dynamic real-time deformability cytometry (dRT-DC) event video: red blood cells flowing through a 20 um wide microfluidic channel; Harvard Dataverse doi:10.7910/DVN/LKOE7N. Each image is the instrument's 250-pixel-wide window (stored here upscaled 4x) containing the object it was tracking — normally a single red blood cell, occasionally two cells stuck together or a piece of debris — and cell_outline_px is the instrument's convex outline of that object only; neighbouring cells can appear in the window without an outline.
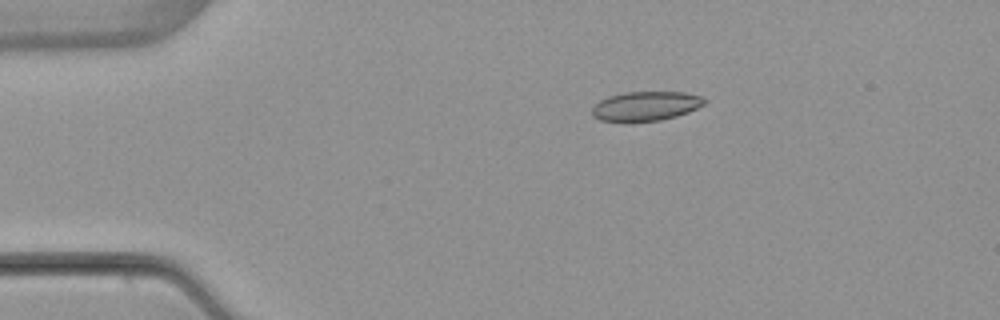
{"species": "common noctule bat (a hibernating species)", "species_latin": "Nyctalus noctula", "temperature_condition": "warm", "stored_images_in_passage": 6, "camera_frame_rate_fps": 3000, "um_per_image_px": 0.085, "animal": {"sex": "female", "body_mass_g": 22.7, "forearm_length_mm": 54.2}, "frame": {"image": 1, "passage_image": 3, "time_ms": 2.333, "image_size_px": [1000, 320], "cell_outline_px": [[708, 100], [704, 104], [688, 112], [676, 116], [660, 120], [632, 124], [600, 120], [592, 116], [592, 108], [600, 100], [608, 96], [624, 92], [684, 92], [700, 96]], "centroid_in_image_um": [54.85, 9.05], "position_along_channel_um": 30.2, "area_um2": 19.71}}
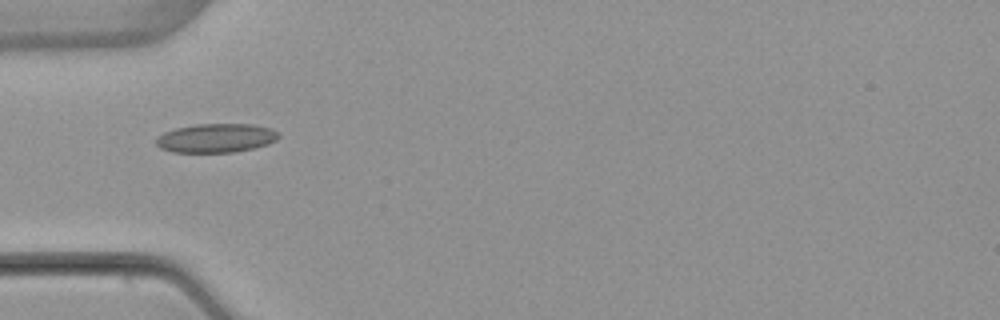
{"frame": {"image": 2, "passage_image": 5, "time_ms": 4.667, "image_size_px": [1000, 320], "cell_outline_px": [[280, 136], [276, 140], [268, 144], [252, 148], [232, 152], [172, 152], [160, 148], [156, 144], [156, 140], [164, 132], [176, 128], [196, 124], [252, 124], [272, 128], [280, 132]], "centroid_in_image_um": [18.4, 11.73], "position_along_channel_um": 66.6, "area_um2": 20.63}}
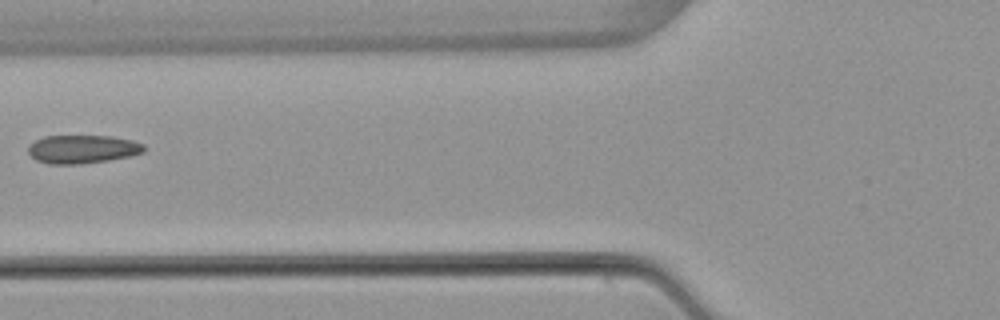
{"frame": {"image": 3, "passage_image": 6, "time_ms": 6.0, "image_size_px": [1000, 320], "cell_outline_px": [[144, 152], [128, 156], [108, 160], [80, 164], [48, 164], [36, 160], [28, 152], [28, 148], [36, 140], [44, 136], [112, 136], [132, 140], [144, 144]], "centroid_in_image_um": [7.01, 12.68], "position_along_channel_um": 118.8, "area_um2": 19.02}}